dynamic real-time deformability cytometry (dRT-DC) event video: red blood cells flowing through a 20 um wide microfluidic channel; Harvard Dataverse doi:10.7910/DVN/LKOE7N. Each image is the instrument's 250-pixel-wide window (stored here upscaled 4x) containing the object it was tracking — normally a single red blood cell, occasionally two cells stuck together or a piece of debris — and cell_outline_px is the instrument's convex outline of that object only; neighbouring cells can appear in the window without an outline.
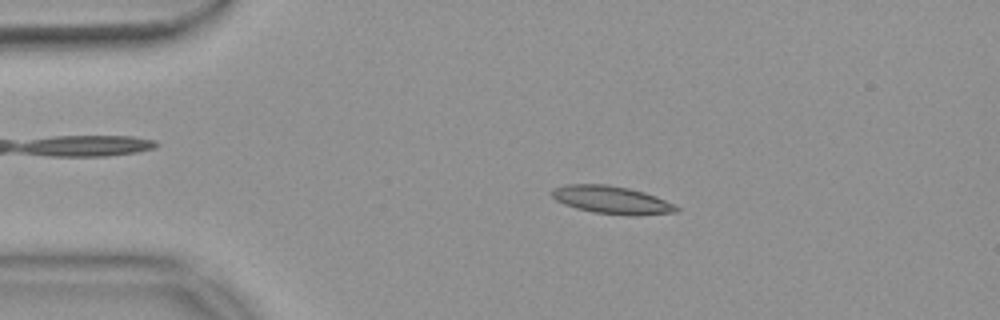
{"species": "common noctule bat (a hibernating species)", "species_latin": "Nyctalus noctula", "temperature_condition": "warm", "stored_images_in_passage": 54, "camera_frame_rate_fps": 3000, "um_per_image_px": 0.085, "animal": {"sex": "female", "body_mass_g": 18.4}, "frame": {"image": 1, "passage_image": 11, "time_ms": 3.333, "image_size_px": [1000, 320], "cell_outline_px": [[680, 208], [676, 212], [596, 212], [576, 208], [564, 204], [556, 200], [552, 196], [552, 188], [568, 184], [608, 184], [628, 188], [644, 192], [656, 196]], "centroid_in_image_um": [51.86, 16.91], "position_along_channel_um": 33.1, "area_um2": 18.84}}
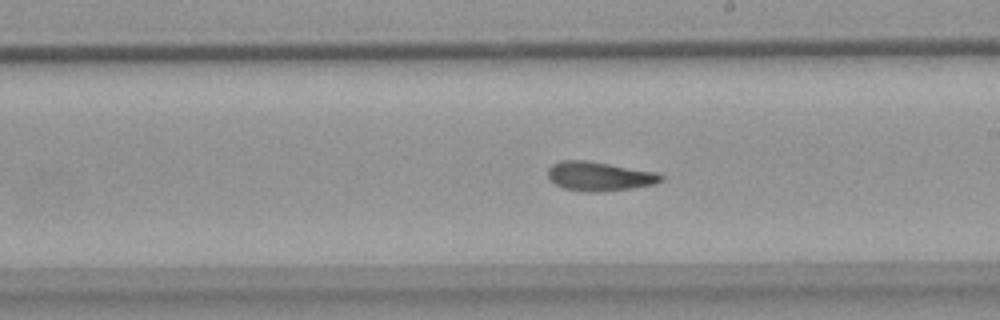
{"frame": {"image": 2, "passage_image": 31, "time_ms": 10.0, "image_size_px": [1000, 320], "cell_outline_px": [[664, 180], [656, 184], [628, 188], [596, 192], [588, 192], [564, 188], [556, 184], [548, 176], [548, 168], [552, 164], [560, 160], [588, 160], [656, 172], [664, 176]], "centroid_in_image_um": [50.95, 14.97], "position_along_channel_um": 238.0, "area_um2": 19.13}}
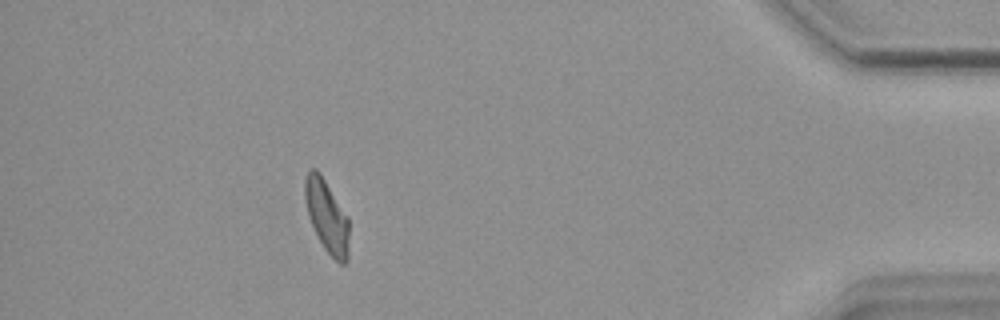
{"frame": {"image": 3, "passage_image": 49, "time_ms": 16.0, "image_size_px": [1000, 320], "cell_outline_px": [[348, 260], [344, 264], [340, 264], [324, 248], [308, 216], [304, 200], [304, 180], [308, 172], [312, 168], [316, 168], [320, 172], [348, 216]], "centroid_in_image_um": [27.77, 18.34], "position_along_channel_um": 407.4, "area_um2": 18.61}, "authors_computed_cell_mechanics": {"area_um2": 18.9006, "velocity_mm_per_s": 3.7159, "shape_relaxation_time_tau1_ms": null, "shape_relaxation_time_tau2_ms": 3.187, "deformation_change_tau1": null, "deformation_change_tau2": 0.1155}}